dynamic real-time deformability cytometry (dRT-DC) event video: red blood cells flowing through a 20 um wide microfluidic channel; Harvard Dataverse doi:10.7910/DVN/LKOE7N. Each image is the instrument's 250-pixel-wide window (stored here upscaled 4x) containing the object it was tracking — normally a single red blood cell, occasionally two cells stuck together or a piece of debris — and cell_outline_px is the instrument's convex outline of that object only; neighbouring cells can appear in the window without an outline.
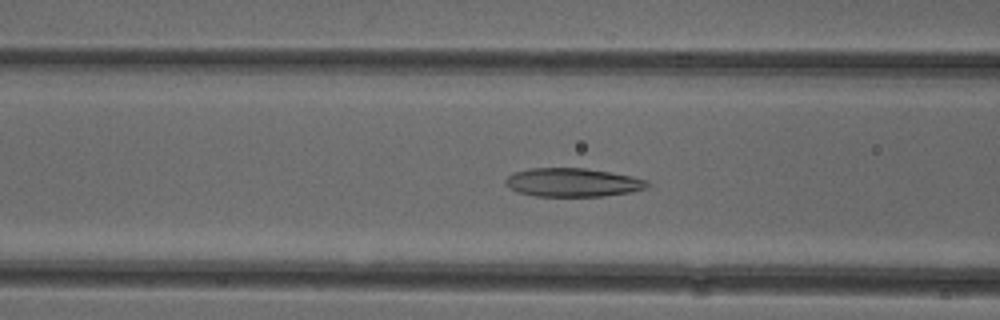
{"species": "common noctule bat (a hibernating species)", "species_latin": "Nyctalus noctula", "temperature_condition": "cold", "stored_images_in_passage": 52, "camera_frame_rate_fps": 3000, "um_per_image_px": 0.085, "animal": {"sex": "female"}, "frame": {"image": 1, "passage_image": 20, "time_ms": 6.333, "image_size_px": [1000, 320], "cell_outline_px": [[652, 184], [644, 188], [632, 192], [604, 196], [536, 196], [516, 192], [508, 188], [504, 184], [504, 180], [508, 176], [516, 172], [528, 168], [584, 168], [632, 176], [648, 180]], "centroid_in_image_um": [48.66, 15.51], "position_along_channel_um": 117.9, "area_um2": 23.76}}
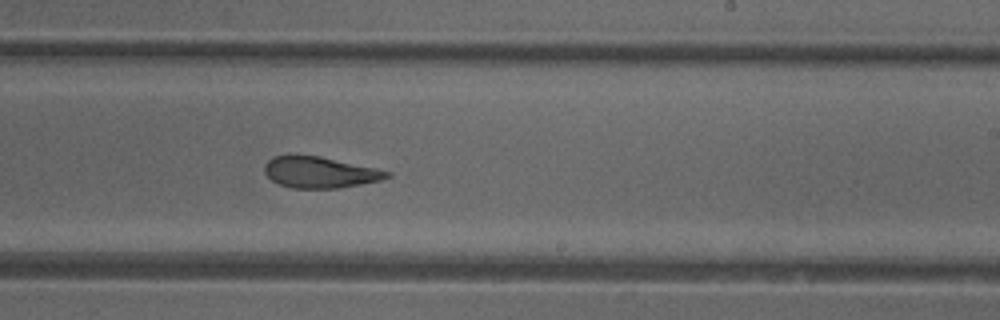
{"frame": {"image": 2, "passage_image": 31, "time_ms": 10.0, "image_size_px": [1000, 320], "cell_outline_px": [[392, 176], [380, 180], [340, 188], [292, 188], [280, 184], [272, 180], [264, 172], [264, 164], [272, 156], [288, 152], [296, 152], [320, 156], [376, 168], [392, 172]], "centroid_in_image_um": [27.13, 14.6], "position_along_channel_um": 261.9, "area_um2": 22.89}}
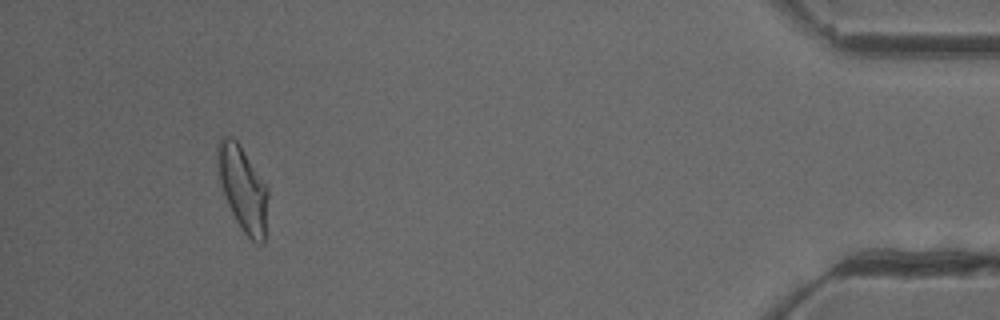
{"frame": {"image": 3, "passage_image": 48, "time_ms": 15.667, "image_size_px": [1000, 320], "cell_outline_px": [[268, 196], [264, 244], [256, 244], [240, 228], [224, 196], [220, 184], [216, 164], [216, 144], [220, 136], [232, 136], [240, 144], [268, 188]], "centroid_in_image_um": [20.61, 15.99], "position_along_channel_um": 414.6, "area_um2": 25.26}, "authors_computed_cell_mechanics": {"area_um2": 24.276, "velocity_mm_per_s": 3.9312, "shape_relaxation_time_tau1_ms": null, "shape_relaxation_time_tau2_ms": 2.0883, "deformation_change_tau1": null, "deformation_change_tau2": 0.1037}}